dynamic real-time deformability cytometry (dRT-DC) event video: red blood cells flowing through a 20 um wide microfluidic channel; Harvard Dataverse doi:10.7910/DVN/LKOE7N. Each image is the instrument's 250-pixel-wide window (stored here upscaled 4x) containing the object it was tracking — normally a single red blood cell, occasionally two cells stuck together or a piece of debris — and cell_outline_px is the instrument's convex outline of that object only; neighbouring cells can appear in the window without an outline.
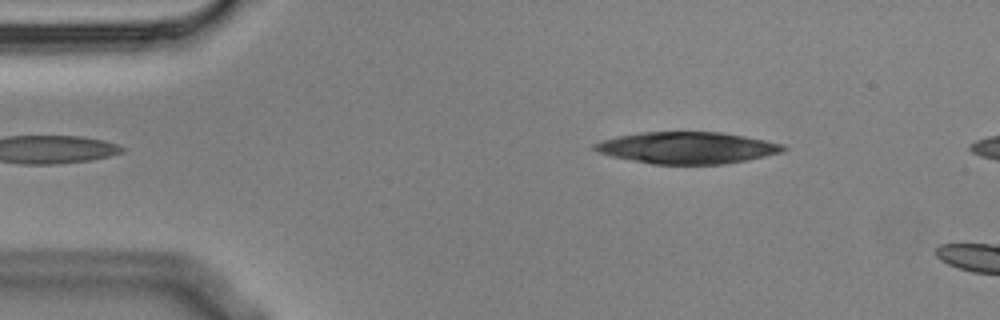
{"species": "Egyptian fruit bat (a non-hibernating species)", "species_latin": "Rousettus aegyptiacus", "temperature_condition": "cold", "stored_images_in_passage": 15, "camera_frame_rate_fps": 3000, "um_per_image_px": 0.085, "animal": {"sex": "male"}, "frame": {"image": 1, "passage_image": 1, "time_ms": 0.0, "image_size_px": [1000, 320], "cell_outline_px": [[788, 148], [784, 152], [748, 160], [724, 164], [652, 164], [612, 156], [596, 152], [592, 148], [592, 144], [616, 136], [640, 132], [720, 132], [744, 136], [784, 144]], "centroid_in_image_um": [58.42, 12.56], "position_along_channel_um": 26.6, "area_um2": 34.97}}
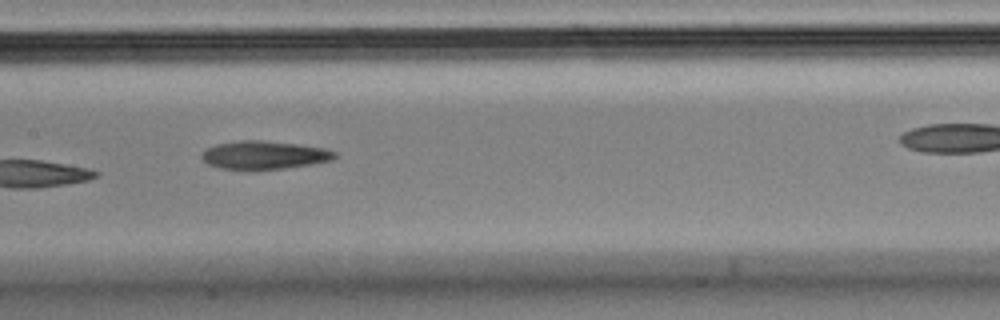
{"frame": {"image": 2, "passage_image": 7, "time_ms": 2.0, "image_size_px": [1000, 320], "cell_outline_px": [[336, 156], [332, 160], [312, 164], [284, 168], [248, 172], [220, 168], [208, 164], [200, 156], [200, 152], [216, 144], [240, 140], [260, 140], [296, 144], [324, 148], [336, 152]], "centroid_in_image_um": [22.4, 13.21], "position_along_channel_um": 185.0, "area_um2": 22.37}}
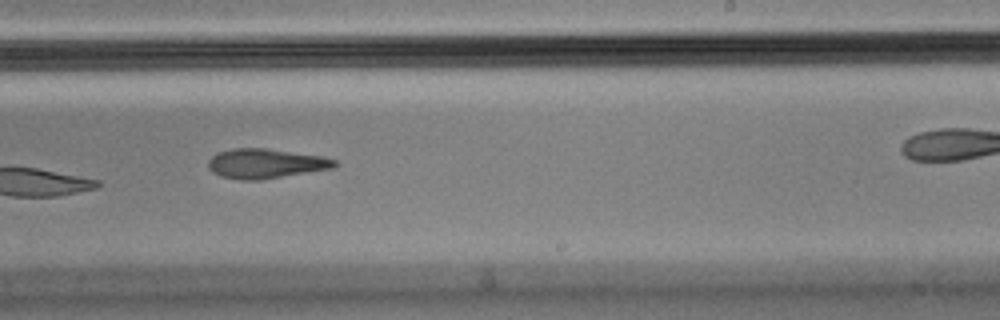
{"frame": {"image": 3, "passage_image": 9, "time_ms": 2.667, "image_size_px": [1000, 320], "cell_outline_px": [[336, 168], [260, 180], [240, 180], [220, 176], [212, 172], [208, 168], [208, 160], [216, 152], [232, 148], [264, 148], [320, 156], [336, 160]], "centroid_in_image_um": [22.54, 13.91], "position_along_channel_um": 266.5, "area_um2": 21.91}}